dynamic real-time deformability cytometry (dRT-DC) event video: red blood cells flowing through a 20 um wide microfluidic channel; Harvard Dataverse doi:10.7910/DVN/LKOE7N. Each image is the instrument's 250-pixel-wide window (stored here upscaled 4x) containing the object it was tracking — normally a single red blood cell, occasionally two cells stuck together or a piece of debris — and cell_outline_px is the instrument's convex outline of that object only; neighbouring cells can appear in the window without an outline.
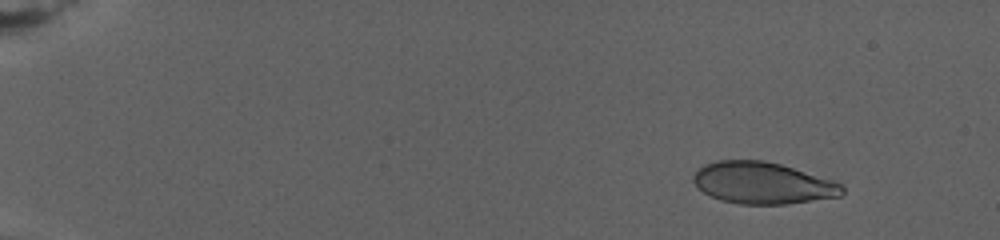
{"species": "human", "species_latin": "Homo sapiens", "temperature_condition": "warm", "stored_images_in_passage": 16, "camera_frame_rate_fps": 3000, "um_per_image_px": 0.085, "donor": {"sex": "female"}, "frame": {"image": 1, "passage_image": 3, "time_ms": 2.0, "image_size_px": [1000, 240], "cell_outline_px": [[844, 192], [840, 196], [788, 204], [740, 204], [720, 200], [704, 192], [692, 180], [696, 172], [704, 164], [720, 160], [764, 160], [780, 164], [832, 180], [840, 184], [844, 188]], "centroid_in_image_um": [64.83, 15.56], "position_along_channel_um": 20.2, "area_um2": 35.84}}
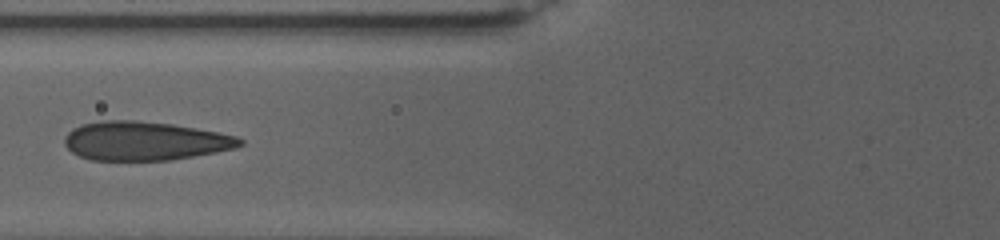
{"frame": {"image": 2, "passage_image": 12, "time_ms": 11.0, "image_size_px": [1000, 240], "cell_outline_px": [[244, 144], [236, 148], [216, 152], [172, 160], [88, 160], [72, 152], [64, 144], [64, 136], [72, 128], [80, 124], [104, 120], [136, 120], [172, 124], [216, 132], [236, 136], [244, 140]], "centroid_in_image_um": [12.28, 11.98], "position_along_channel_um": 113.5, "area_um2": 39.82}}
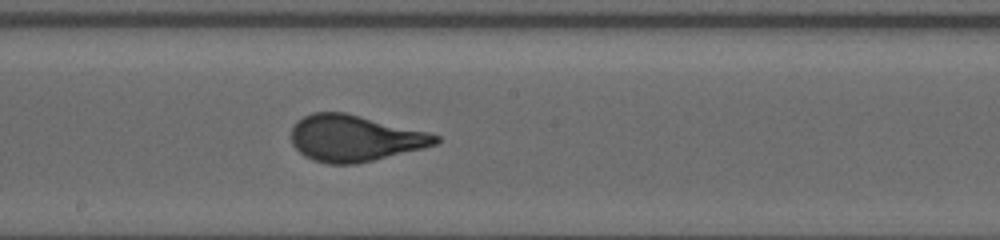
{"frame": {"image": 3, "passage_image": 16, "time_ms": 15.0, "image_size_px": [1000, 240], "cell_outline_px": [[440, 140], [436, 144], [424, 148], [356, 164], [328, 164], [312, 160], [304, 156], [292, 144], [292, 128], [296, 120], [312, 112], [344, 112], [428, 132], [440, 136]], "centroid_in_image_um": [30.12, 11.75], "position_along_channel_um": 218.1, "area_um2": 38.9}}